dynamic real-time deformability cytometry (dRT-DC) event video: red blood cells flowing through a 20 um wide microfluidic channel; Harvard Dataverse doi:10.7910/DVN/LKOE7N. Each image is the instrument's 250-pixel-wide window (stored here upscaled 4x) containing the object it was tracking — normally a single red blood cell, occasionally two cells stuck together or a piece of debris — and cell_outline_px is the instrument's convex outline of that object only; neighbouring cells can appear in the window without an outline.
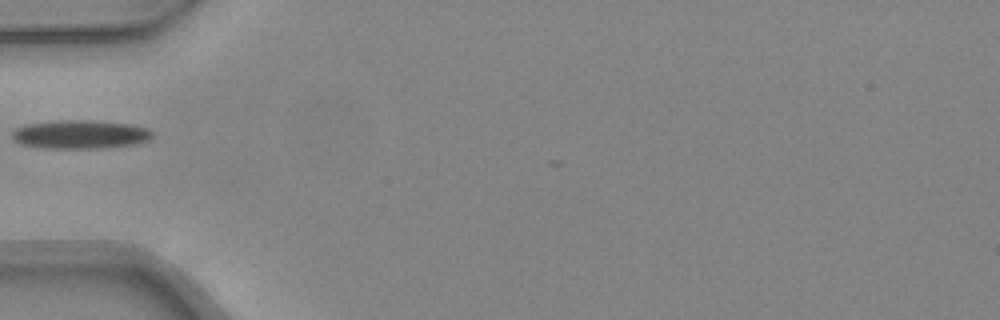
{"species": "common noctule bat (a hibernating species)", "species_latin": "Nyctalus noctula", "temperature_condition": "warm", "stored_images_in_passage": 33, "camera_frame_rate_fps": 3000, "um_per_image_px": 0.085, "animal": {"sex": "female", "body_mass_g": 24.6, "forearm_length_mm": 56.2}, "frame": {"image": 1, "passage_image": 1, "time_ms": 0.0, "image_size_px": [1000, 320], "cell_outline_px": [[152, 136], [148, 140], [132, 144], [100, 148], [44, 148], [20, 144], [12, 140], [12, 132], [16, 128], [24, 124], [56, 120], [92, 120], [132, 124], [148, 128], [152, 132]], "centroid_in_image_um": [6.77, 11.41], "position_along_channel_um": 78.2, "area_um2": 23.52}}
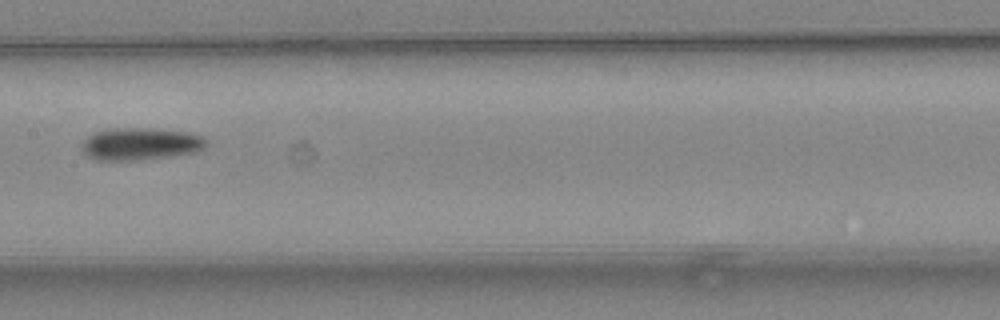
{"frame": {"image": 2, "passage_image": 9, "time_ms": 2.667, "image_size_px": [1000, 320], "cell_outline_px": [[208, 144], [204, 148], [196, 152], [172, 156], [140, 160], [96, 160], [88, 156], [80, 148], [80, 144], [88, 136], [104, 128], [148, 128], [188, 132], [204, 136], [208, 140]], "centroid_in_image_um": [11.95, 12.23], "position_along_channel_um": 195.5, "area_um2": 23.81}}
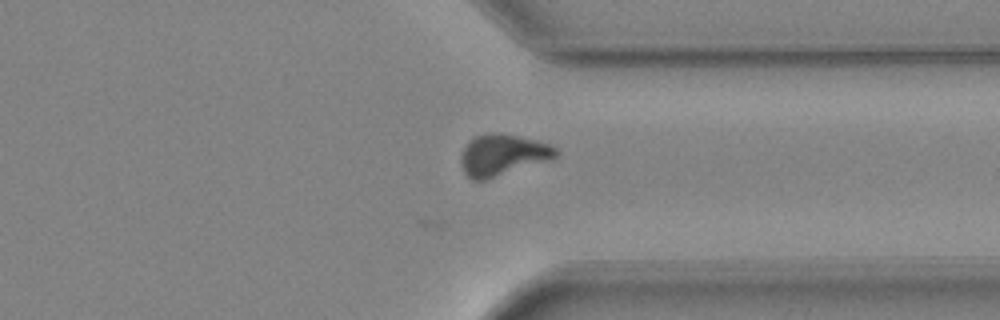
{"frame": {"image": 3, "passage_image": 21, "time_ms": 6.667, "image_size_px": [1000, 320], "cell_outline_px": [[556, 156], [552, 160], [484, 180], [472, 180], [464, 172], [460, 160], [460, 156], [468, 140], [476, 136], [488, 132], [500, 132], [548, 144], [556, 148]], "centroid_in_image_um": [42.68, 13.17], "position_along_channel_um": 368.7, "area_um2": 22.77}}